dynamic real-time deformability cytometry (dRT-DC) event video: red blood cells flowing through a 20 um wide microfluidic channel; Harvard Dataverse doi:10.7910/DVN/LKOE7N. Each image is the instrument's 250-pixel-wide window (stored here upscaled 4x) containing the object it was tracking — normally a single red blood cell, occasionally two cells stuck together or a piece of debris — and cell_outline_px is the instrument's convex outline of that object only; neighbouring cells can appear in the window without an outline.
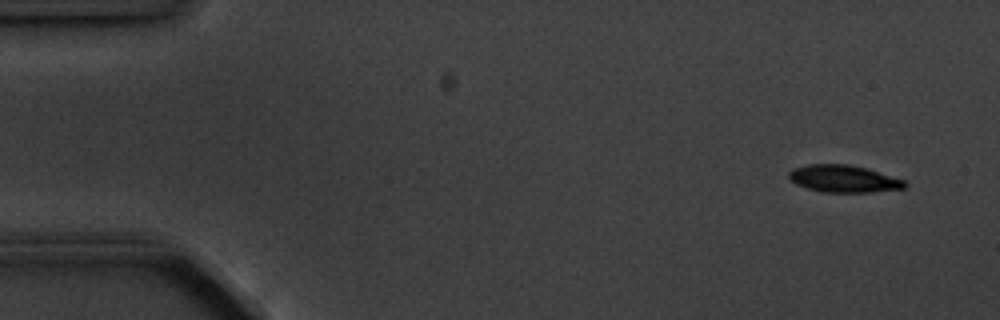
{"species": "common noctule bat (a hibernating species)", "species_latin": "Nyctalus noctula", "temperature_condition": "cold", "stored_images_in_passage": 5, "camera_frame_rate_fps": 3000, "um_per_image_px": 0.085, "animal": {"sex": "male", "body_mass_g": 20.1, "forearm_length_mm": 53.5}, "frame": {"image": 1, "passage_image": 1, "time_ms": 0.0, "image_size_px": [1000, 320], "cell_outline_px": [[908, 184], [904, 188], [872, 192], [824, 192], [808, 188], [796, 184], [788, 176], [788, 172], [792, 168], [808, 164], [848, 164], [864, 168], [904, 180]], "centroid_in_image_um": [71.68, 15.19], "position_along_channel_um": 13.3, "area_um2": 18.15}}
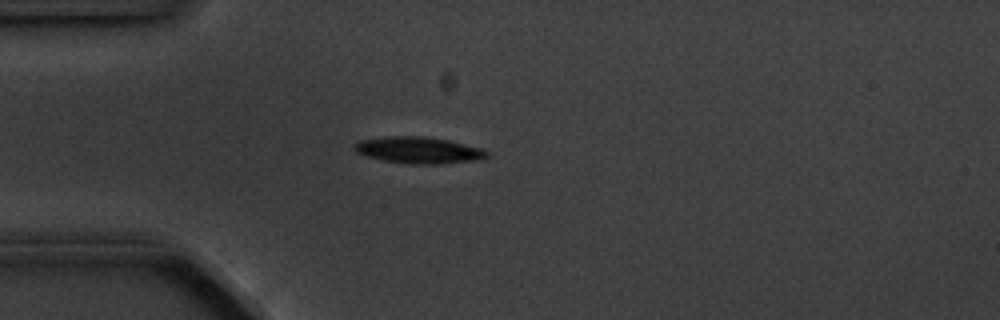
{"frame": {"image": 2, "passage_image": 4, "time_ms": 3.667, "image_size_px": [1000, 320], "cell_outline_px": [[488, 156], [480, 160], [436, 164], [412, 164], [384, 160], [368, 156], [356, 152], [352, 148], [352, 144], [360, 140], [384, 136], [420, 136], [448, 140], [480, 148], [488, 152]], "centroid_in_image_um": [35.54, 12.76], "position_along_channel_um": 49.5, "area_um2": 20.4}}